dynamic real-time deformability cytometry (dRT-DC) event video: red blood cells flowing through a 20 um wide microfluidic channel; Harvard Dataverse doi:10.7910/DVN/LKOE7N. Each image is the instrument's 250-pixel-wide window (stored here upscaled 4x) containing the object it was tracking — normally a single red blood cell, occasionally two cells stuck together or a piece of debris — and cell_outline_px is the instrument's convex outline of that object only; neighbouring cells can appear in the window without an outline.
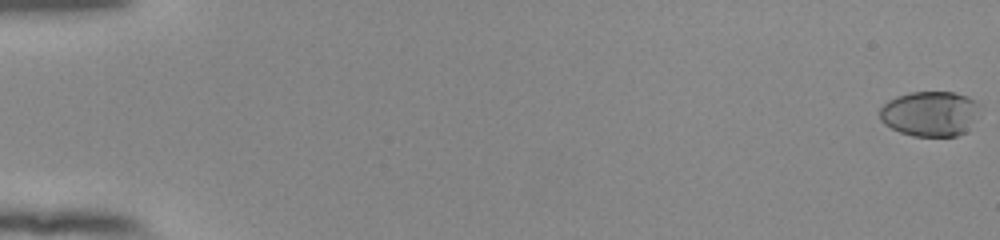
{"species": "human", "species_latin": "Homo sapiens", "temperature_condition": "room temperature", "stored_images_in_passage": 56, "camera_frame_rate_fps": 3000, "um_per_image_px": 0.085, "donor": {"sex": "female"}, "frame": {"image": 1, "passage_image": 1, "time_ms": 0.0, "image_size_px": [1000, 240], "cell_outline_px": [[980, 104], [972, 120], [964, 132], [956, 136], [912, 136], [900, 132], [884, 124], [880, 120], [880, 108], [888, 100], [896, 96], [912, 92], [952, 92], [968, 96]], "centroid_in_image_um": [79.0, 9.65], "position_along_channel_um": 6.0, "area_um2": 26.01}}
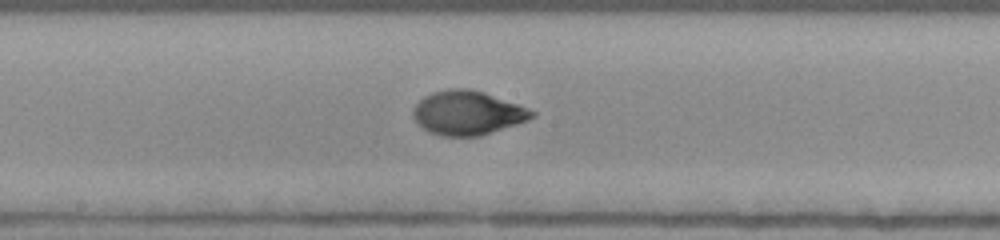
{"frame": {"image": 2, "passage_image": 32, "time_ms": 10.333, "image_size_px": [1000, 240], "cell_outline_px": [[536, 116], [528, 120], [480, 136], [440, 136], [428, 132], [412, 116], [412, 112], [416, 104], [424, 96], [432, 92], [448, 88], [468, 88], [484, 92], [528, 108], [536, 112]], "centroid_in_image_um": [39.73, 9.59], "position_along_channel_um": 208.5, "area_um2": 30.46}}
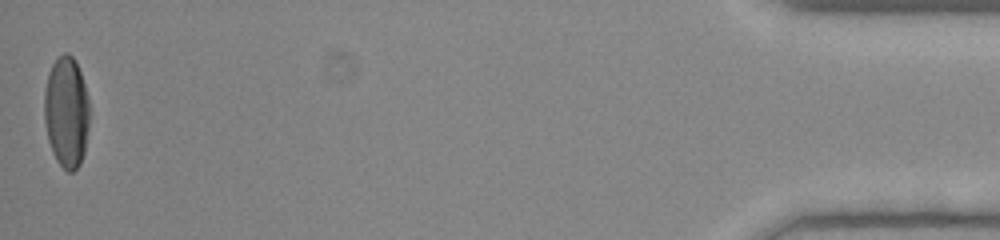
{"frame": {"image": 3, "passage_image": 56, "time_ms": 18.333, "image_size_px": [1000, 240], "cell_outline_px": [[88, 128], [84, 152], [80, 164], [72, 172], [68, 172], [56, 160], [52, 152], [48, 140], [44, 124], [44, 92], [48, 72], [56, 56], [64, 52], [68, 52], [76, 60], [84, 84], [88, 100]], "centroid_in_image_um": [5.62, 9.49], "position_along_channel_um": 429.6, "area_um2": 29.48}, "authors_computed_cell_mechanics": {"area_um2": 28.9578, "velocity_mm_per_s": 3.852, "shape_relaxation_time_tau1_ms": 3.9568, "shape_relaxation_time_tau2_ms": 0.9393, "deformation_change_tau1": 0.2236, "deformation_change_tau2": 0.0382}}